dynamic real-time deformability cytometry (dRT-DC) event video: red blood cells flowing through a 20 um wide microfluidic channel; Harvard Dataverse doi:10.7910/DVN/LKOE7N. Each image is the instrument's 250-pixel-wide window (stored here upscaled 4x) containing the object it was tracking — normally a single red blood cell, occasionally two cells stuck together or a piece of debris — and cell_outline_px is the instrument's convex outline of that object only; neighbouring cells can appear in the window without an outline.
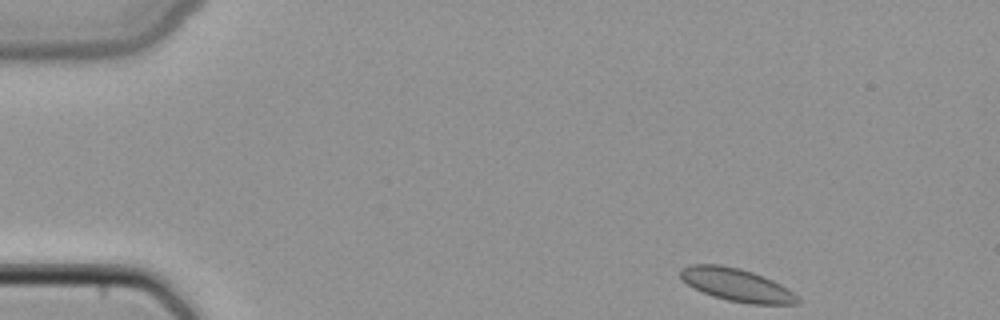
{"species": "common noctule bat (a hibernating species)", "species_latin": "Nyctalus noctula", "temperature_condition": "cold", "stored_images_in_passage": 44, "camera_frame_rate_fps": 3000, "um_per_image_px": 0.085, "animal": {"sex": "female", "body_mass_g": 22.7, "forearm_length_mm": 54.2}, "frame": {"image": 1, "passage_image": 1, "time_ms": 0.0, "image_size_px": [1000, 320], "cell_outline_px": [[800, 304], [752, 304], [728, 300], [712, 296], [688, 284], [680, 276], [680, 268], [692, 264], [720, 264], [740, 268], [752, 272], [772, 280], [788, 288], [800, 300]], "centroid_in_image_um": [62.62, 24.2], "position_along_channel_um": 22.4, "area_um2": 22.2}}
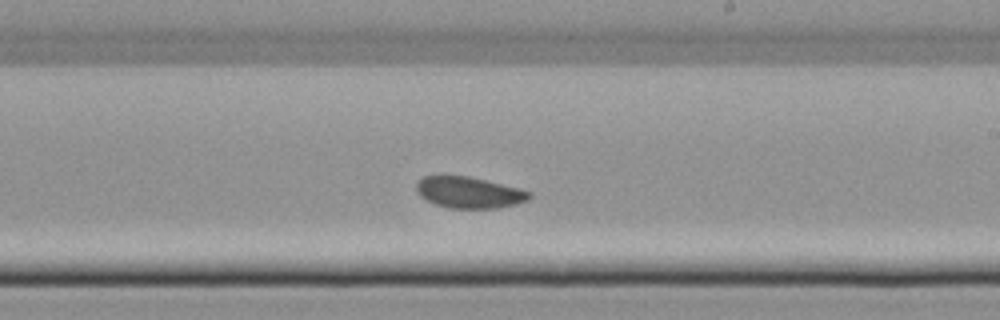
{"frame": {"image": 2, "passage_image": 24, "time_ms": 7.667, "image_size_px": [1000, 320], "cell_outline_px": [[532, 196], [528, 200], [516, 204], [496, 208], [448, 208], [424, 200], [416, 192], [416, 180], [424, 176], [440, 172], [444, 172], [468, 176], [520, 188], [532, 192]], "centroid_in_image_um": [39.79, 16.31], "position_along_channel_um": 249.2, "area_um2": 21.44}}
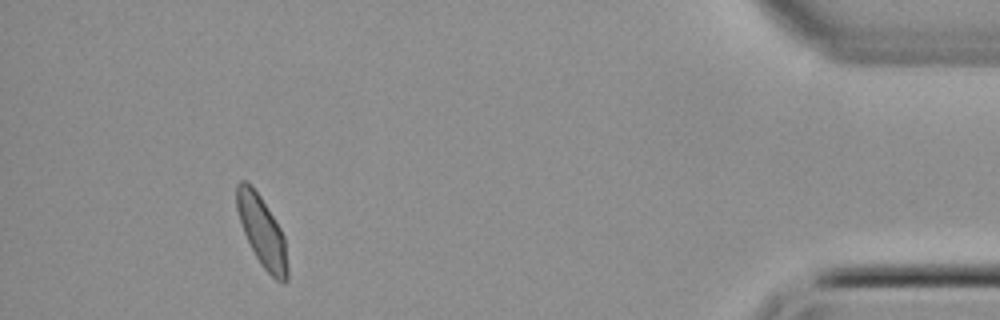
{"frame": {"image": 3, "passage_image": 40, "time_ms": 13.0, "image_size_px": [1000, 320], "cell_outline_px": [[288, 280], [276, 280], [260, 264], [244, 232], [236, 208], [236, 184], [240, 180], [244, 180], [252, 184], [260, 196], [280, 228], [284, 236], [288, 268]], "centroid_in_image_um": [22.26, 19.63], "position_along_channel_um": 412.9, "area_um2": 20.52}}